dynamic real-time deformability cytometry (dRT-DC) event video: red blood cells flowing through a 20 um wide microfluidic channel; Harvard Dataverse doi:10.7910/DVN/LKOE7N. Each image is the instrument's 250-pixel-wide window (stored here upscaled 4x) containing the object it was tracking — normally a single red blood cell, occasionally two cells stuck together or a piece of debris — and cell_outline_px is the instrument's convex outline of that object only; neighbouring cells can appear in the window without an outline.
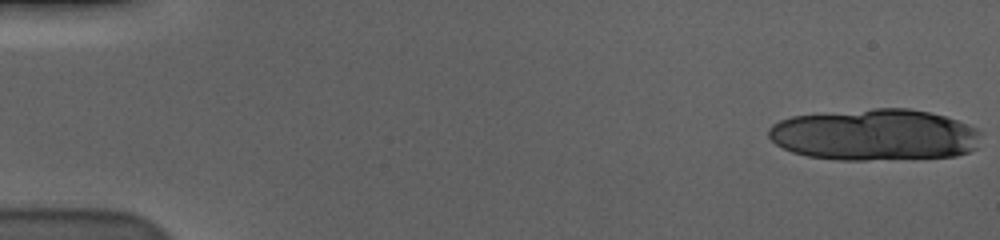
{"species": "human", "species_latin": "Homo sapiens", "temperature_condition": "cold", "stored_images_in_passage": 17, "camera_frame_rate_fps": 3000, "um_per_image_px": 0.085, "donor": {"sex": "male"}, "frame": {"image": 1, "passage_image": 1, "time_ms": 0.0, "image_size_px": [1000, 240], "cell_outline_px": [[984, 132], [976, 148], [968, 152], [956, 156], [864, 160], [840, 160], [808, 156], [792, 152], [776, 144], [768, 136], [768, 128], [772, 124], [780, 120], [792, 116], [872, 108], [908, 108], [928, 112], [944, 116], [968, 124]], "centroid_in_image_um": [74.37, 11.46], "position_along_channel_um": 10.6, "area_um2": 63.98}}